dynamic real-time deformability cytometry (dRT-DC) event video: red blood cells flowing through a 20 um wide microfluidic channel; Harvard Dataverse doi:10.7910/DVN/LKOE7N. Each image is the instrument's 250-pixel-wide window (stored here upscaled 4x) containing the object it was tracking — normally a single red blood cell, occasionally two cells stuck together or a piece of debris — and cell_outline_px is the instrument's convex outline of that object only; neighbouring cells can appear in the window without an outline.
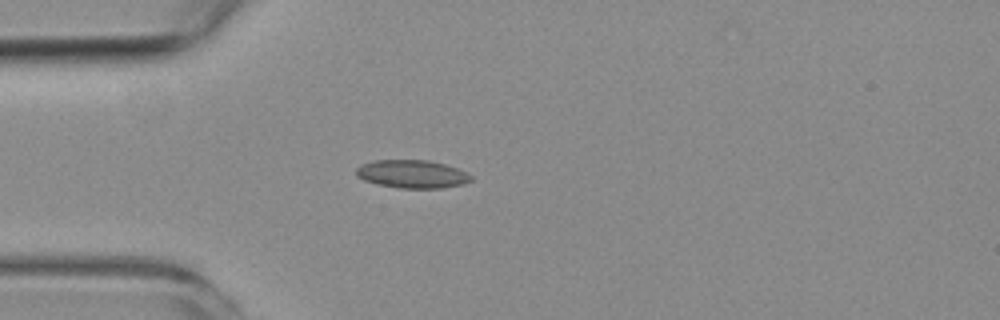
{"species": "common noctule bat (a hibernating species)", "species_latin": "Nyctalus noctula", "temperature_condition": "room temperature", "stored_images_in_passage": 2, "camera_frame_rate_fps": 3000, "um_per_image_px": 0.085, "animal": {"sex": "female", "body_mass_g": 19.3, "forearm_length_mm": 54.1}, "frame": {"image": 1, "passage_image": 2, "time_ms": 2.0, "image_size_px": [1000, 320], "cell_outline_px": [[472, 180], [464, 184], [440, 188], [400, 188], [376, 184], [364, 180], [356, 176], [356, 168], [360, 164], [372, 160], [428, 160], [444, 164], [456, 168], [472, 176]], "centroid_in_image_um": [34.99, 14.79], "position_along_channel_um": 50.0, "area_um2": 18.84}}